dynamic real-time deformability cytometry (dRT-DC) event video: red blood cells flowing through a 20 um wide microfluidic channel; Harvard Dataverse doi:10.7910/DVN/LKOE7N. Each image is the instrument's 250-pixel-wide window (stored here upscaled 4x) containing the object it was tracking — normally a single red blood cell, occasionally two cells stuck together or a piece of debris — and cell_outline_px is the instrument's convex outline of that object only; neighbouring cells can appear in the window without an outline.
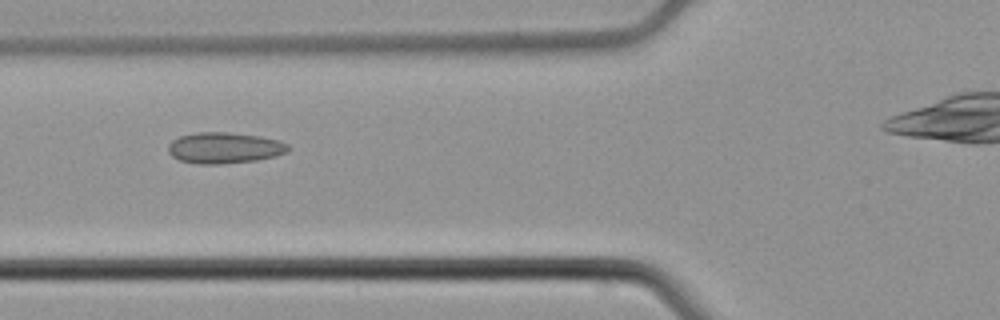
{"species": "common noctule bat (a hibernating species)", "species_latin": "Nyctalus noctula", "temperature_condition": "cold", "stored_images_in_passage": 6, "camera_frame_rate_fps": 3000, "um_per_image_px": 0.085, "animal": {"sex": "male", "body_mass_g": 21.5, "forearm_length_mm": 52.0}, "frame": {"image": 1, "passage_image": 5, "time_ms": 5.0, "image_size_px": [1000, 320], "cell_outline_px": [[288, 152], [276, 156], [256, 160], [220, 164], [196, 164], [180, 160], [172, 156], [168, 152], [168, 144], [172, 140], [180, 136], [196, 132], [228, 132], [260, 136], [280, 140], [288, 144]], "centroid_in_image_um": [19.07, 12.56], "position_along_channel_um": 106.7, "area_um2": 21.85}}
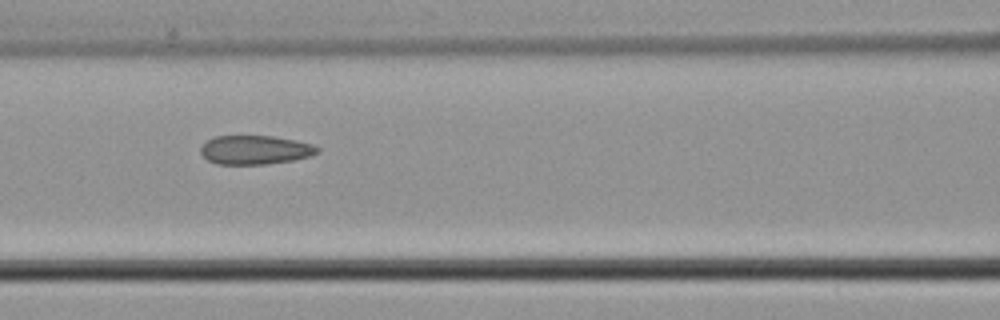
{"frame": {"image": 2, "passage_image": 6, "time_ms": 6.0, "image_size_px": [1000, 320], "cell_outline_px": [[320, 152], [308, 156], [292, 160], [268, 164], [216, 164], [208, 160], [200, 152], [200, 148], [212, 136], [272, 136], [296, 140], [312, 144], [320, 148]], "centroid_in_image_um": [21.68, 12.74], "position_along_channel_um": 144.9, "area_um2": 19.65}}